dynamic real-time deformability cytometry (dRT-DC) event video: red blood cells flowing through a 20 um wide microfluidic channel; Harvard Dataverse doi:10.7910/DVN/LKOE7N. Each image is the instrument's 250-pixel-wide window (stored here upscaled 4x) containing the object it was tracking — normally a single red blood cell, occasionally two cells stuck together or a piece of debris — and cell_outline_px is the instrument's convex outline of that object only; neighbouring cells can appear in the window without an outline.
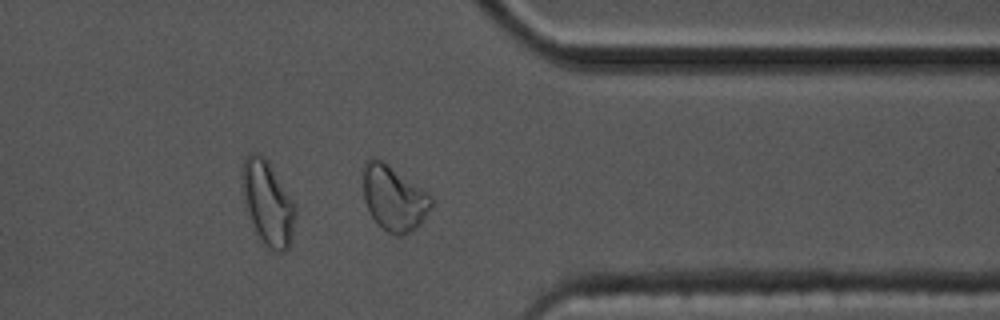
{"species": "common noctule bat (a hibernating species)", "species_latin": "Nyctalus noctula", "temperature_condition": "cold", "stored_images_in_passage": 42, "camera_frame_rate_fps": 3000, "um_per_image_px": 0.085, "animal": {"sex": "male", "body_mass_g": 17.5, "forearm_length_mm": 52.3}, "frame": {"image": 1, "passage_image": 30, "time_ms": 9.667, "image_size_px": [1000, 320], "cell_outline_px": [[432, 204], [420, 224], [416, 228], [400, 236], [396, 236], [388, 232], [372, 216], [364, 200], [360, 168], [372, 156], [380, 160], [428, 192], [432, 196]], "centroid_in_image_um": [33.43, 16.81], "position_along_channel_um": 378.0, "area_um2": 25.66}}
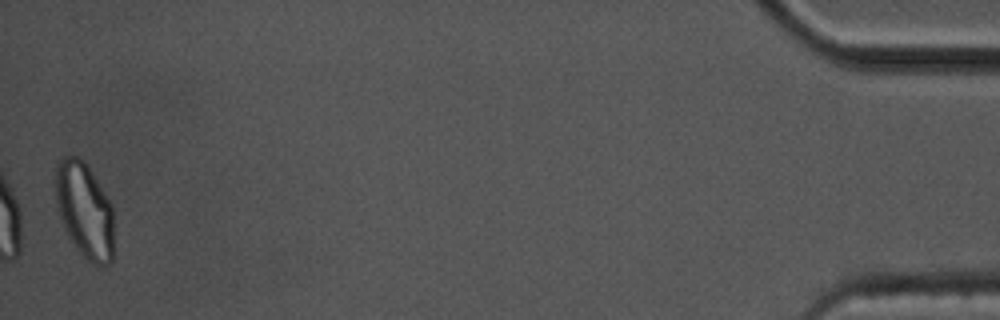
{"frame": {"image": 2, "passage_image": 42, "time_ms": 13.667, "image_size_px": [1000, 320], "cell_outline_px": [[112, 264], [104, 268], [100, 268], [84, 260], [68, 236], [60, 220], [56, 208], [56, 164], [64, 156], [76, 156], [84, 160], [88, 164], [112, 204]], "centroid_in_image_um": [7.19, 17.91], "position_along_channel_um": 428.0, "area_um2": 33.18}, "authors_computed_cell_mechanics": {"area_um2": 21.9929, "velocity_mm_per_s": 3.3994, "shape_relaxation_time_tau1_ms": null, "shape_relaxation_time_tau2_ms": 1.7087, "deformation_change_tau1": null, "deformation_change_tau2": 0.0706}}